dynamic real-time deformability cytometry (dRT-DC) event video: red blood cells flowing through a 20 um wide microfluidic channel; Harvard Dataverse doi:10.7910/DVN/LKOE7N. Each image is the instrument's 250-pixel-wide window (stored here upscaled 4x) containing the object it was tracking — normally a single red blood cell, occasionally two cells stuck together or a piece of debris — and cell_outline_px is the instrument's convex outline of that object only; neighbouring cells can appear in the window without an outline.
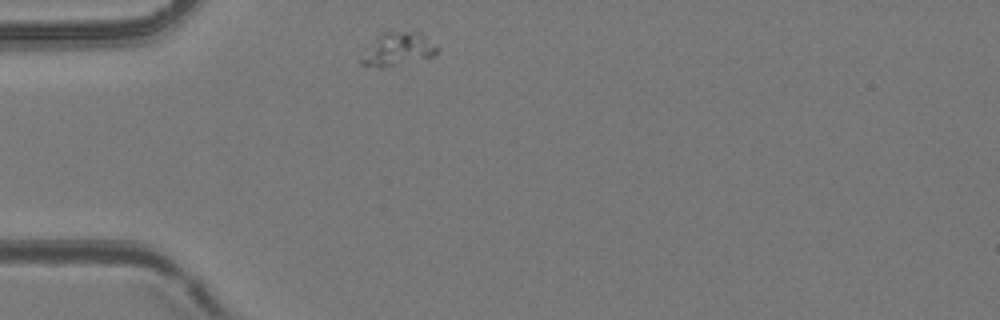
{"species": "common noctule bat (a hibernating species)", "species_latin": "Nyctalus noctula", "temperature_condition": "room temperature", "stored_images_in_passage": 41, "camera_frame_rate_fps": 3000, "um_per_image_px": 0.085, "animal": {"sex": "female", "body_mass_g": 24.6, "forearm_length_mm": 56.2}, "frame": {"image": 1, "passage_image": 1, "time_ms": 0.0, "image_size_px": [1000, 320], "cell_outline_px": [[440, 48], [432, 56], [380, 68], [360, 64], [360, 60], [376, 36], [380, 32], [416, 28]], "centroid_in_image_um": [33.85, 4.1], "position_along_channel_um": 51.2, "area_um2": 14.91}}
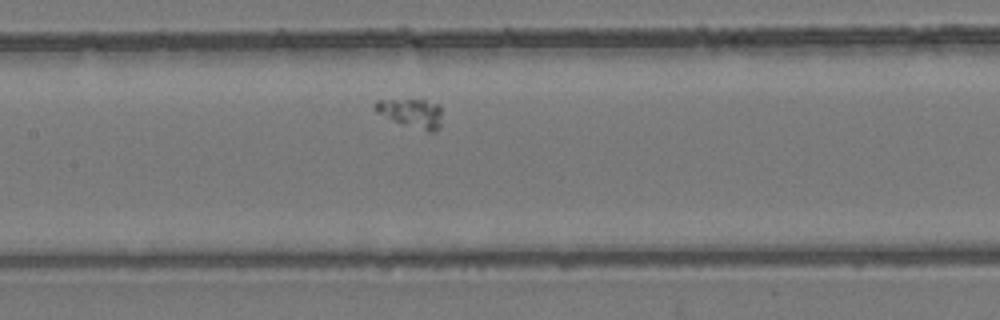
{"frame": {"image": 2, "passage_image": 12, "time_ms": 3.667, "image_size_px": [1000, 320], "cell_outline_px": [[440, 128], [436, 132], [428, 132], [396, 120], [376, 112], [372, 104], [376, 100], [424, 100], [440, 104]], "centroid_in_image_um": [35.0, 9.6], "position_along_channel_um": 172.4, "area_um2": 10.98}}
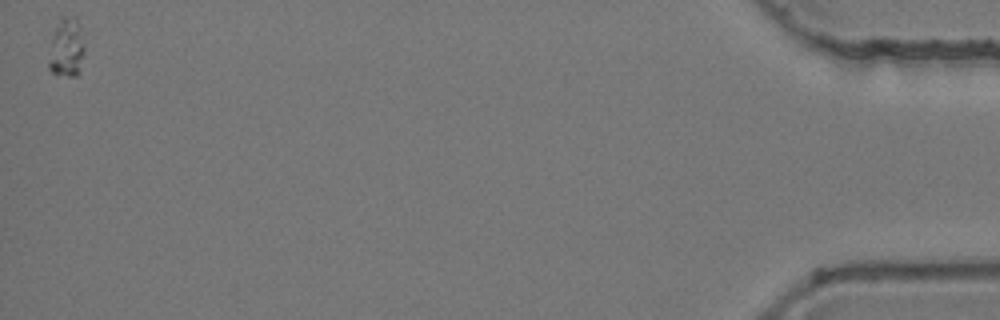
{"frame": {"image": 3, "passage_image": 41, "time_ms": 13.333, "image_size_px": [1000, 320], "cell_outline_px": [[84, 52], [80, 72], [76, 76], [68, 76], [52, 72], [48, 68], [48, 64], [52, 36], [60, 16], [64, 16], [80, 28], [84, 44]], "centroid_in_image_um": [5.64, 4.14], "position_along_channel_um": 429.6, "area_um2": 11.91}}